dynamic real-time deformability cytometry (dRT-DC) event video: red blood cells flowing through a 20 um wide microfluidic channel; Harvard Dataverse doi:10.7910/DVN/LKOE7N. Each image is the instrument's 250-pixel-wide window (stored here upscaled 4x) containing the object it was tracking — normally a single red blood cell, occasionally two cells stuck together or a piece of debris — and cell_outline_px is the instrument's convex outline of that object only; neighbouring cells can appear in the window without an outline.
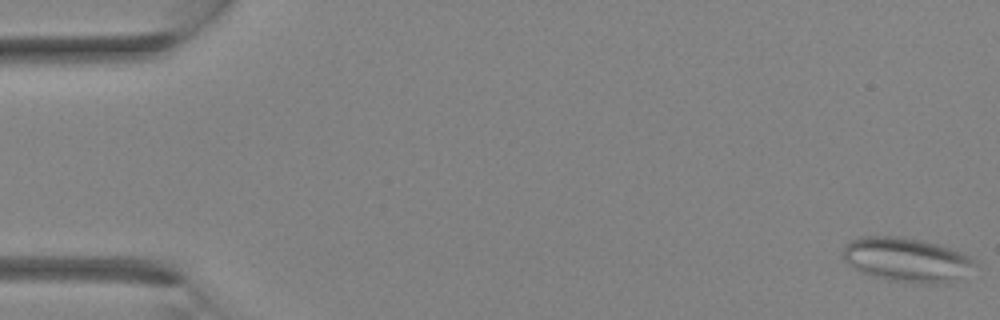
{"species": "Egyptian fruit bat (a non-hibernating species)", "species_latin": "Rousettus aegyptiacus", "temperature_condition": "room temperature", "stored_images_in_passage": 4, "camera_frame_rate_fps": 3000, "um_per_image_px": 0.085, "animal": {"sex": "female"}, "frame": {"image": 1, "passage_image": 1, "time_ms": 0.0, "image_size_px": [1000, 320], "cell_outline_px": [[976, 264], [964, 280], [948, 284], [920, 284], [888, 280], [872, 276], [860, 272], [848, 264], [844, 260], [844, 244], [860, 236], [904, 236], [940, 244], [960, 252], [976, 260]], "centroid_in_image_um": [77.14, 22.1], "position_along_channel_um": 7.9, "area_um2": 34.91}}